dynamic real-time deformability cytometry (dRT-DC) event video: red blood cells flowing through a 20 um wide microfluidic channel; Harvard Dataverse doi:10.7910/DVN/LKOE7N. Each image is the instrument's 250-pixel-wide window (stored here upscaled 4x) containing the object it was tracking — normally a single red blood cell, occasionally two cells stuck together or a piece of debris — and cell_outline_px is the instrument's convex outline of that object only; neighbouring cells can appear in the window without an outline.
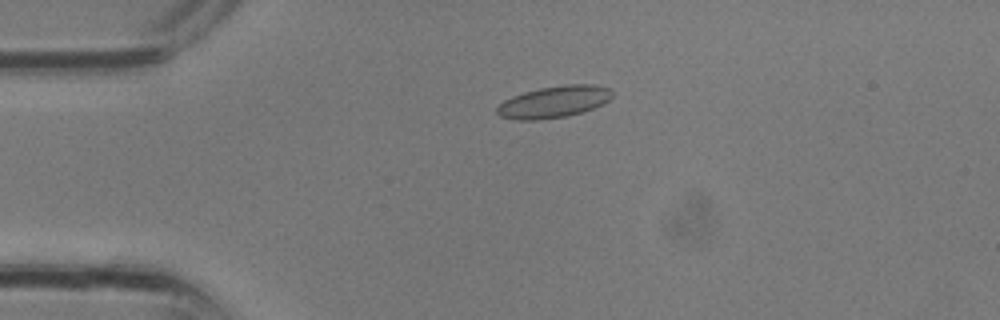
{"species": "common noctule bat (a hibernating species)", "species_latin": "Nyctalus noctula", "temperature_condition": "room temperature", "stored_images_in_passage": 9, "camera_frame_rate_fps": 3000, "um_per_image_px": 0.085, "animal": {"sex": "male", "body_mass_g": 13.3}, "frame": {"image": 1, "passage_image": 1, "time_ms": 0.0, "image_size_px": [1000, 320], "cell_outline_px": [[612, 96], [604, 104], [568, 116], [536, 120], [516, 120], [500, 116], [496, 112], [496, 108], [504, 100], [512, 96], [524, 92], [540, 88], [564, 84], [596, 84], [608, 88], [612, 92]], "centroid_in_image_um": [47.07, 8.65], "position_along_channel_um": 37.9, "area_um2": 21.33}}
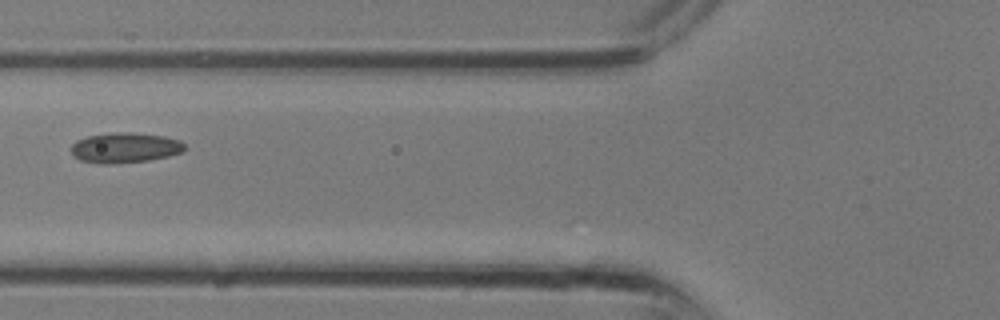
{"frame": {"image": 2, "passage_image": 6, "time_ms": 1.667, "image_size_px": [1000, 320], "cell_outline_px": [[188, 148], [184, 152], [168, 156], [148, 160], [116, 164], [100, 164], [80, 160], [72, 156], [72, 144], [76, 140], [88, 136], [112, 132], [132, 132], [164, 136], [180, 140]], "centroid_in_image_um": [10.64, 12.56], "position_along_channel_um": 115.2, "area_um2": 20.29}}
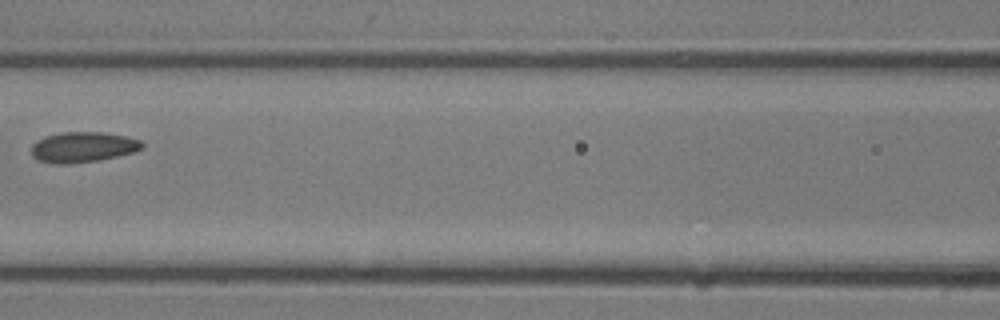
{"frame": {"image": 3, "passage_image": 8, "time_ms": 2.333, "image_size_px": [1000, 320], "cell_outline_px": [[144, 148], [132, 152], [116, 156], [96, 160], [68, 164], [56, 164], [36, 160], [32, 156], [32, 144], [36, 140], [44, 136], [64, 132], [104, 132], [124, 136], [140, 140], [144, 144]], "centroid_in_image_um": [7.01, 12.5], "position_along_channel_um": 159.6, "area_um2": 19.59}}